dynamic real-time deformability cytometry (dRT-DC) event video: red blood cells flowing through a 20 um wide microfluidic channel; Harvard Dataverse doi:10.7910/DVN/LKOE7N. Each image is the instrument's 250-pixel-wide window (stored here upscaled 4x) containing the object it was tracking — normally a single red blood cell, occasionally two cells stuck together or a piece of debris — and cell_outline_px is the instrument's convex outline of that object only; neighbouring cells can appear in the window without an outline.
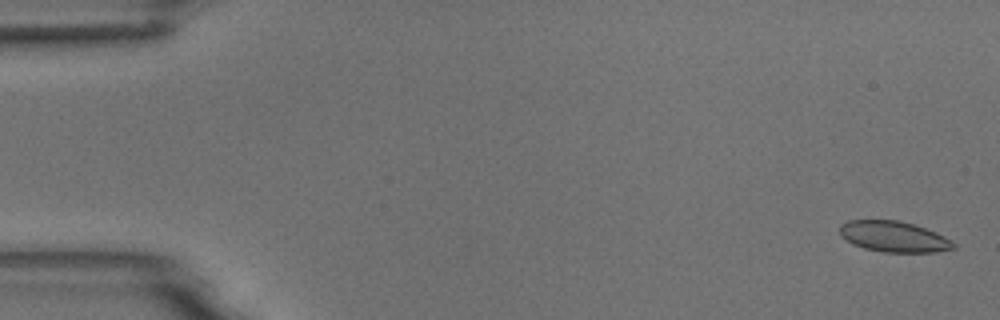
{"species": "common noctule bat (a hibernating species)", "species_latin": "Nyctalus noctula", "temperature_condition": "room temperature", "stored_images_in_passage": 57, "camera_frame_rate_fps": 3000, "um_per_image_px": 0.085, "animal": {"sex": "male", "body_mass_g": 18.8}, "frame": {"image": 1, "passage_image": 2, "time_ms": 0.333, "image_size_px": [1000, 320], "cell_outline_px": [[956, 248], [936, 252], [884, 252], [864, 248], [852, 244], [840, 236], [840, 224], [848, 220], [896, 220], [912, 224], [936, 232], [952, 240], [956, 244]], "centroid_in_image_um": [75.97, 20.12], "position_along_channel_um": 9.0, "area_um2": 20.46}}
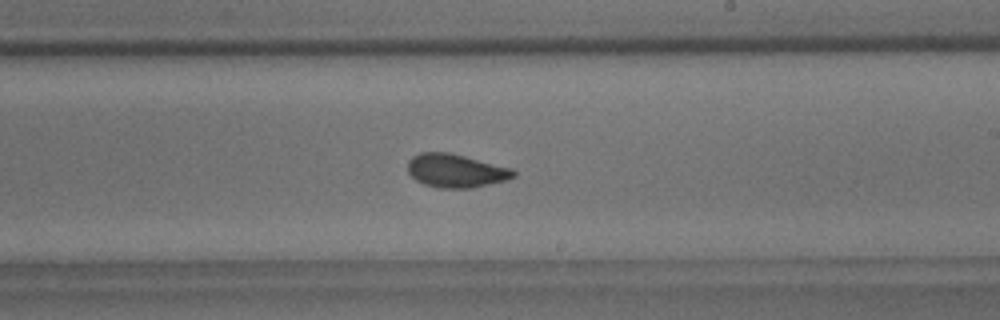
{"frame": {"image": 2, "passage_image": 33, "time_ms": 10.667, "image_size_px": [1000, 320], "cell_outline_px": [[516, 176], [508, 180], [472, 188], [440, 188], [424, 184], [416, 180], [408, 172], [408, 160], [412, 156], [420, 152], [448, 152], [512, 168], [516, 172]], "centroid_in_image_um": [38.75, 14.51], "position_along_channel_um": 250.2, "area_um2": 20.69}}
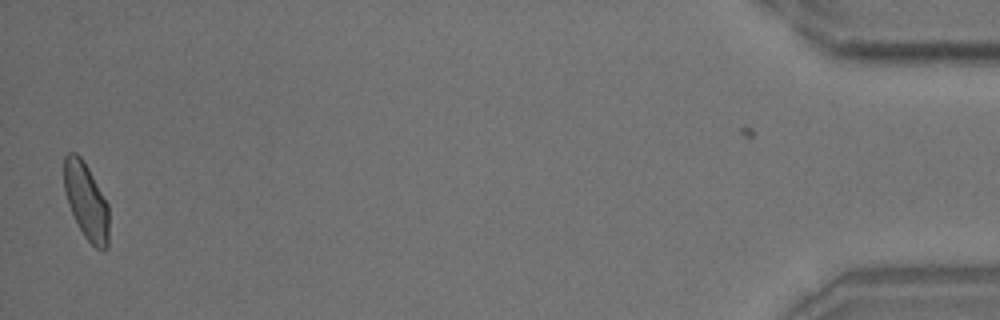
{"frame": {"image": 3, "passage_image": 55, "time_ms": 18.0, "image_size_px": [1000, 320], "cell_outline_px": [[108, 248], [104, 252], [96, 248], [84, 236], [68, 204], [64, 192], [64, 156], [68, 152], [76, 152], [84, 160], [108, 204]], "centroid_in_image_um": [7.32, 17.08], "position_along_channel_um": 427.9, "area_um2": 20.0}, "authors_computed_cell_mechanics": {"area_um2": 20.6346, "velocity_mm_per_s": 3.6623, "shape_relaxation_time_tau1_ms": 3.213, "shape_relaxation_time_tau2_ms": 1.0935, "deformation_change_tau1": 0.0942, "deformation_change_tau2": 0.0459}}